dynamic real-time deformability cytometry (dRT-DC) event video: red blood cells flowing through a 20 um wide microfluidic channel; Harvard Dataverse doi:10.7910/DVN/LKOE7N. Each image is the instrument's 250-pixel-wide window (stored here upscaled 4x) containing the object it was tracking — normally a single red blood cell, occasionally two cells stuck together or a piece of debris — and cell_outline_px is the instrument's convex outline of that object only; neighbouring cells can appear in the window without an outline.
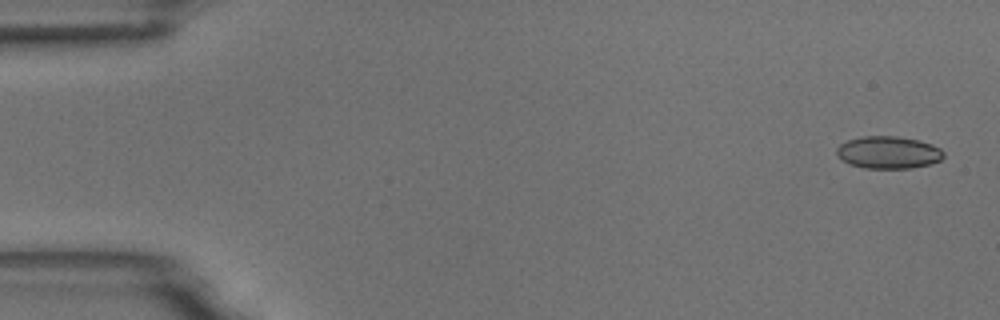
{"species": "common noctule bat (a hibernating species)", "species_latin": "Nyctalus noctula", "temperature_condition": "room temperature", "stored_images_in_passage": 6, "camera_frame_rate_fps": 3000, "um_per_image_px": 0.085, "animal": {"sex": "male", "body_mass_g": 18.8}, "frame": {"image": 1, "passage_image": 1, "time_ms": 0.0, "image_size_px": [1000, 320], "cell_outline_px": [[944, 156], [940, 160], [928, 164], [912, 168], [864, 168], [848, 164], [836, 152], [836, 148], [840, 144], [848, 140], [864, 136], [896, 136], [920, 140], [932, 144], [940, 148], [944, 152]], "centroid_in_image_um": [75.52, 12.95], "position_along_channel_um": 9.5, "area_um2": 20.11}}
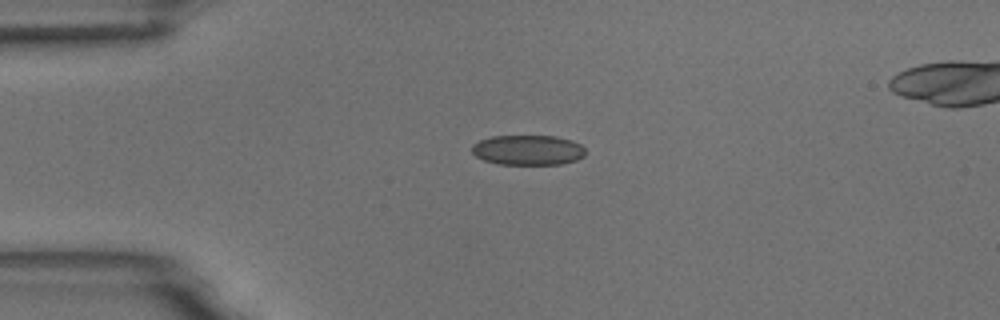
{"frame": {"image": 2, "passage_image": 4, "time_ms": 3.667, "image_size_px": [1000, 320], "cell_outline_px": [[584, 156], [576, 160], [560, 164], [500, 164], [484, 160], [476, 156], [472, 152], [472, 144], [480, 140], [492, 136], [556, 136], [572, 140], [580, 144], [584, 148]], "centroid_in_image_um": [44.87, 12.75], "position_along_channel_um": 40.1, "area_um2": 19.83}}